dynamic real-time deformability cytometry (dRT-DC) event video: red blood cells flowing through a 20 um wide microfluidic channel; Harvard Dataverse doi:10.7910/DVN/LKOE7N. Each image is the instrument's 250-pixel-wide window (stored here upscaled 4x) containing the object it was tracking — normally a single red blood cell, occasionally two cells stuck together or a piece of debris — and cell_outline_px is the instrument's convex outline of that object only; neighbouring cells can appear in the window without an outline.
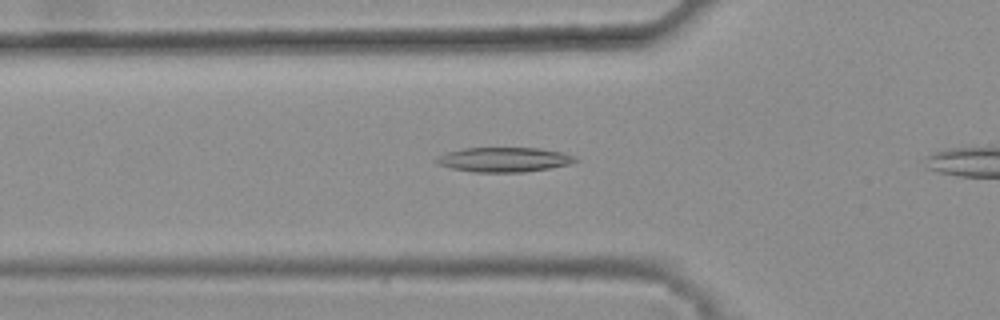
{"species": "common noctule bat (a hibernating species)", "species_latin": "Nyctalus noctula", "temperature_condition": "warm", "stored_images_in_passage": 33, "camera_frame_rate_fps": 3000, "um_per_image_px": 0.085, "animal": {"sex": "female", "body_mass_g": 25.1}, "frame": {"image": 1, "passage_image": 8, "time_ms": 2.333, "image_size_px": [1000, 320], "cell_outline_px": [[580, 160], [568, 164], [548, 168], [524, 172], [472, 172], [452, 168], [436, 164], [432, 160], [448, 152], [464, 148], [540, 148], [564, 152], [576, 156]], "centroid_in_image_um": [42.86, 13.56], "position_along_channel_um": 82.9, "area_um2": 20.0}}
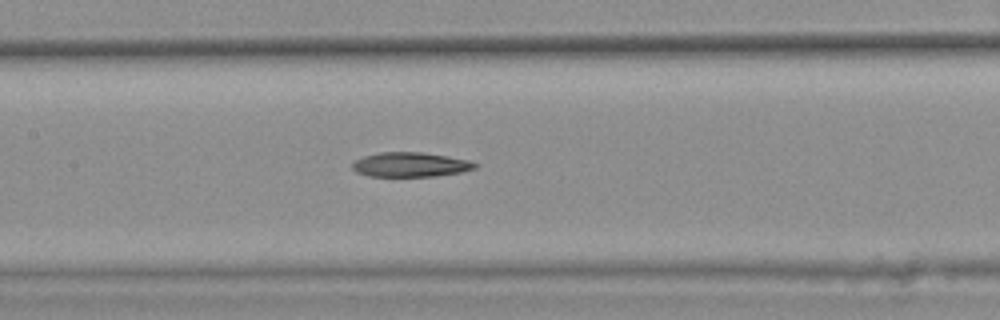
{"frame": {"image": 2, "passage_image": 15, "time_ms": 4.667, "image_size_px": [1000, 320], "cell_outline_px": [[480, 164], [476, 168], [460, 172], [436, 176], [368, 176], [356, 172], [352, 168], [352, 164], [356, 160], [364, 156], [380, 152], [424, 152], [468, 160]], "centroid_in_image_um": [34.89, 13.99], "position_along_channel_um": 172.5, "area_um2": 17.51}}
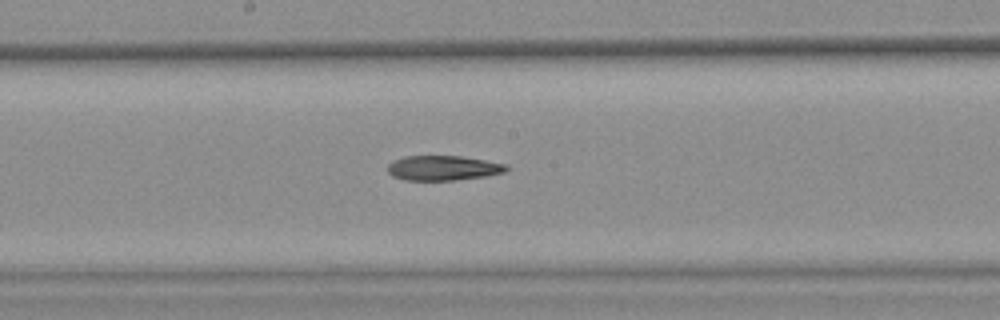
{"frame": {"image": 3, "passage_image": 18, "time_ms": 5.667, "image_size_px": [1000, 320], "cell_outline_px": [[508, 168], [504, 172], [484, 176], [456, 180], [404, 180], [392, 176], [388, 172], [388, 164], [392, 160], [404, 156], [460, 156], [508, 164]], "centroid_in_image_um": [37.63, 14.27], "position_along_channel_um": 210.6, "area_um2": 17.17}}